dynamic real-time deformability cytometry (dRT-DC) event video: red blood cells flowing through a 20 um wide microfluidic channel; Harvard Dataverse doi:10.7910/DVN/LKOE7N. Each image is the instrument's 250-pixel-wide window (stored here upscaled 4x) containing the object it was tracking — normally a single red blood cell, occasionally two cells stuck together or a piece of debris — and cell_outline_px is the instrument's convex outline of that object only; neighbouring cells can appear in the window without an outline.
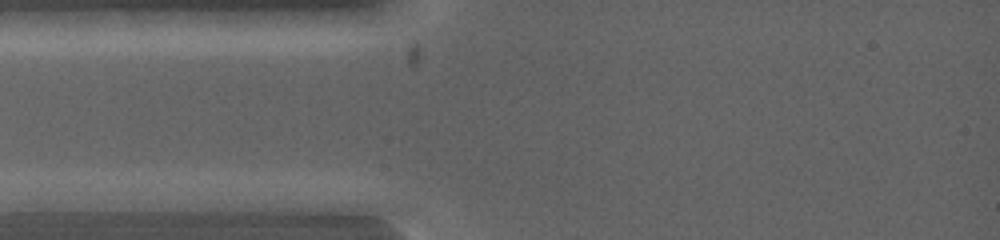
{"species": "common noctule bat (a hibernating species)", "species_latin": "Nyctalus noctula", "temperature_condition": "warm", "stored_images_in_passage": 2, "camera_frame_rate_fps": 5000, "um_per_image_px": 0.085, "animal": {"sex": "female", "body_mass_g": 19.0, "forearm_length_mm": 53.3}, "frame": {"image": 1, "passage_image": 1, "time_ms": 0.0, "image_size_px": [1000, 240], "cell_outline_px": [[176, 200], [152, 212], [16, 212], [12, 200], [40, 192], [164, 192]], "centroid_in_image_um": [7.87, 17.17], "position_along_channel_um": 77.1, "area_um2": 21.33}}